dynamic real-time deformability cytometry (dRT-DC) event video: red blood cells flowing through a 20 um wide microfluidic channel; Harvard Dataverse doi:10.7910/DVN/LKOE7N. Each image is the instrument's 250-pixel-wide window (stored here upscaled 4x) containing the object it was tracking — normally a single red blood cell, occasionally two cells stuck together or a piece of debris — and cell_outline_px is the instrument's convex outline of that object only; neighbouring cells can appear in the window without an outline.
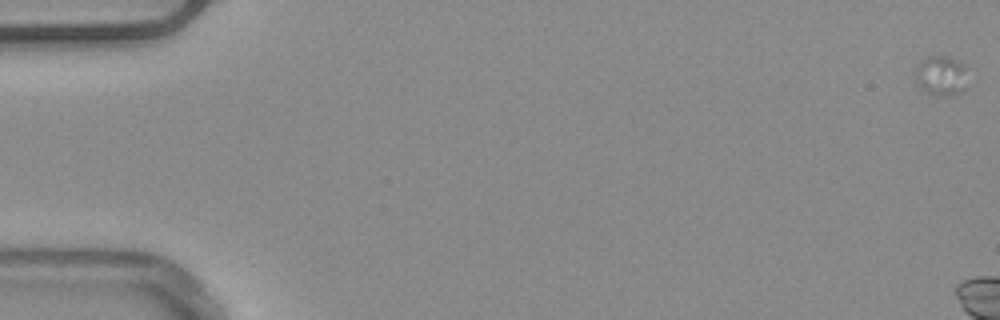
{"species": "common noctule bat (a hibernating species)", "species_latin": "Nyctalus noctula", "temperature_condition": "warm", "stored_images_in_passage": 6, "segment_of_instrument_passage": [1, 2], "camera_frame_rate_fps": 3000, "um_per_image_px": 0.085, "animal": {"sex": "male", "body_mass_g": 20.4}, "frame": {"image": 1, "passage_image": 1, "time_ms": 0.0, "image_size_px": [1000, 320], "cell_outline_px": [[964, 92], [952, 96], [936, 96], [920, 88], [912, 76], [916, 64], [920, 60], [928, 56], [948, 56], [964, 64]], "centroid_in_image_um": [79.91, 6.44], "position_along_channel_um": 5.1, "area_um2": 12.43}}